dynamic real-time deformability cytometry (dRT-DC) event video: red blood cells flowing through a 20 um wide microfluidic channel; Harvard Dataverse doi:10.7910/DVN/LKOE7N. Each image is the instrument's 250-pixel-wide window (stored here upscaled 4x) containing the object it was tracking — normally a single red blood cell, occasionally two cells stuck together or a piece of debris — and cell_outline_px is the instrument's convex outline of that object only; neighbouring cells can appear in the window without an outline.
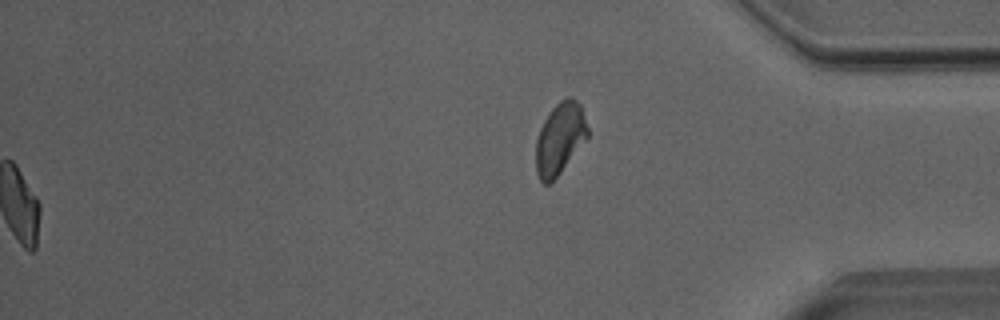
{"species": "Egyptian fruit bat (a non-hibernating species)", "species_latin": "Rousettus aegyptiacus", "temperature_condition": "room temperature", "stored_images_in_passage": 51, "segment_of_instrument_passage": [2, 2], "camera_frame_rate_fps": 3000, "um_per_image_px": 0.085, "animal": {"sex": "male"}, "frame": {"image": 1, "passage_image": 51, "time_ms": 16.667, "image_size_px": [1000, 320], "cell_outline_px": [[588, 136], [560, 172], [548, 184], [544, 184], [540, 180], [536, 172], [536, 140], [540, 128], [544, 120], [552, 108], [560, 100], [568, 96], [572, 96], [580, 104], [588, 128]], "centroid_in_image_um": [47.57, 11.74], "position_along_channel_um": 387.6, "area_um2": 21.27}}